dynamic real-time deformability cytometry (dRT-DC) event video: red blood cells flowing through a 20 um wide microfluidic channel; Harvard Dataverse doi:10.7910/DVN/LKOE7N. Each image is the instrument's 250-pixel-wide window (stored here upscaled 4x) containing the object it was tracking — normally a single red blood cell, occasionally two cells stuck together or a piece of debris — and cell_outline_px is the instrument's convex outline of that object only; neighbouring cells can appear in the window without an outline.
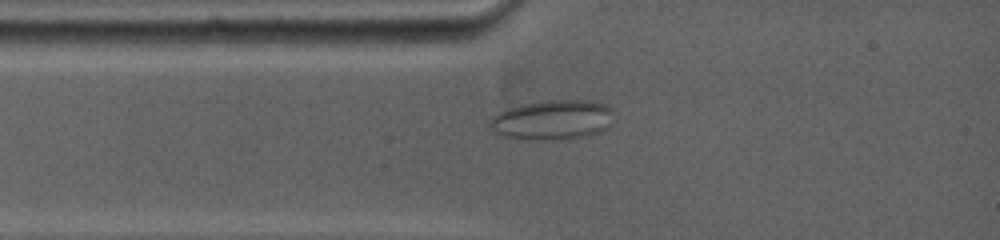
{"species": "common noctule bat (a hibernating species)", "species_latin": "Nyctalus noctula", "temperature_condition": "warm", "stored_images_in_passage": 7, "camera_frame_rate_fps": 5000, "um_per_image_px": 0.085, "animal": {"sex": "female", "body_mass_g": 19.0, "forearm_length_mm": 53.3}, "frame": {"image": 1, "passage_image": 3, "time_ms": 1.8, "image_size_px": [1000, 240], "cell_outline_px": [[612, 124], [608, 128], [600, 132], [584, 136], [556, 140], [528, 140], [504, 136], [488, 128], [488, 124], [492, 116], [508, 108], [520, 104], [548, 100], [596, 100], [612, 108]], "centroid_in_image_um": [46.97, 10.19], "position_along_channel_um": 38.0, "area_um2": 29.13}}
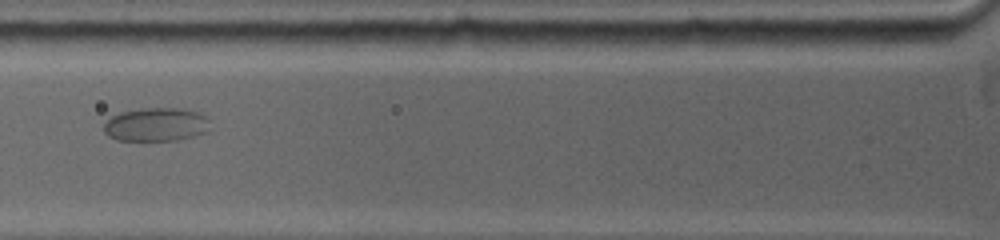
{"frame": {"image": 2, "passage_image": 5, "time_ms": 3.8, "image_size_px": [1000, 240], "cell_outline_px": [[212, 120], [204, 132], [192, 136], [176, 140], [116, 140], [108, 136], [104, 132], [104, 124], [112, 116], [120, 112], [140, 108], [180, 108], [200, 112], [208, 116]], "centroid_in_image_um": [13.28, 10.57], "position_along_channel_um": 112.5, "area_um2": 20.87}}
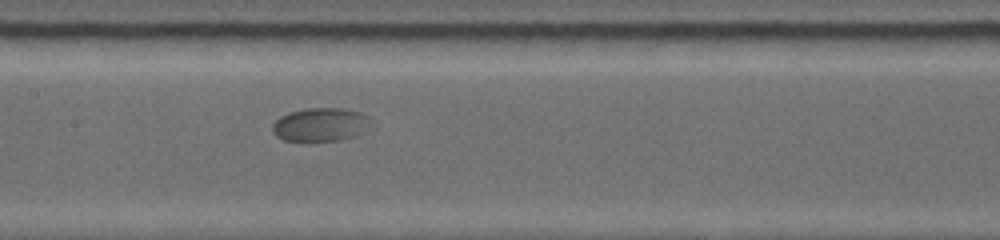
{"frame": {"image": 3, "passage_image": 7, "time_ms": 5.6, "image_size_px": [1000, 240], "cell_outline_px": [[368, 116], [360, 132], [356, 136], [340, 140], [284, 140], [276, 136], [272, 132], [272, 124], [280, 116], [288, 112], [308, 108], [344, 108], [360, 112]], "centroid_in_image_um": [27.13, 10.57], "position_along_channel_um": 180.3, "area_um2": 18.67}}